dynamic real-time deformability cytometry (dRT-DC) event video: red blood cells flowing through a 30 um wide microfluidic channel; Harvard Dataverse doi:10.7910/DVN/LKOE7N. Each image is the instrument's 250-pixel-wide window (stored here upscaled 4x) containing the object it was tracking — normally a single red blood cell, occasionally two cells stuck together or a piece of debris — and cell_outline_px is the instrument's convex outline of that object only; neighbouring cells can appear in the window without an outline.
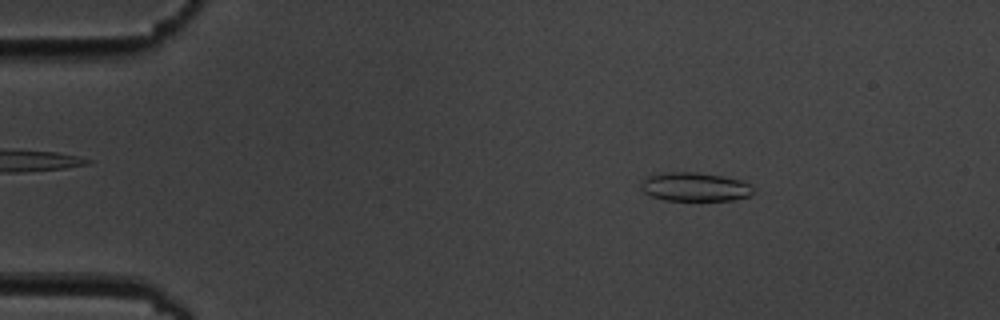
{"species": "common noctule bat (a hibernating species)", "species_latin": "Nyctalus noctula", "temperature_condition": "cold", "stored_images_in_passage": 4, "camera_frame_rate_fps": 3000, "um_per_image_px": 0.085, "animal": {"sex": "male", "body_mass_g": 19.5, "forearm_length_mm": 54.6}, "frame": {"image": 1, "passage_image": 1, "time_ms": 0.0, "image_size_px": [1000, 320], "cell_outline_px": [[756, 192], [748, 196], [732, 200], [664, 200], [652, 196], [644, 192], [640, 188], [640, 184], [648, 176], [656, 172], [696, 172], [720, 176], [740, 180], [748, 184]], "centroid_in_image_um": [59.02, 15.88], "position_along_channel_um": 26.0, "area_um2": 18.79}}